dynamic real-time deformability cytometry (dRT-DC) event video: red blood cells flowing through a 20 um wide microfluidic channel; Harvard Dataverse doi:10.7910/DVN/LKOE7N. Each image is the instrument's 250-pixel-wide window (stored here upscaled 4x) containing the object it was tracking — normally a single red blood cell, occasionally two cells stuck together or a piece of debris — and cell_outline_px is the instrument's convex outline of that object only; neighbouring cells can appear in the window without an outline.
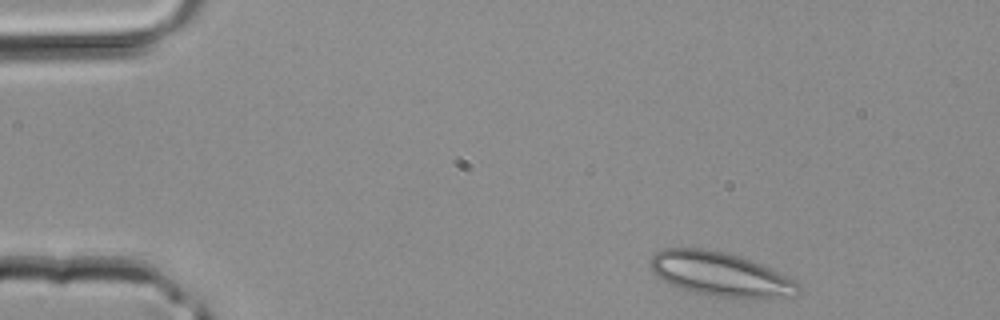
{"species": "common noctule bat (a hibernating species)", "species_latin": "Nyctalus noctula", "temperature_condition": "room temperature", "stored_images_in_passage": 36, "camera_frame_rate_fps": 3000, "um_per_image_px": 0.085, "animal": {"sex": "male", "body_mass_g": 20.4}, "frame": {"image": 1, "passage_image": 1, "time_ms": 0.0, "image_size_px": [1000, 320], "cell_outline_px": [[800, 292], [796, 296], [756, 300], [708, 296], [692, 292], [668, 284], [656, 276], [652, 272], [652, 256], [656, 252], [664, 248], [704, 248], [724, 252], [740, 256], [760, 264], [800, 284]], "centroid_in_image_um": [61.24, 23.35], "position_along_channel_um": 23.8, "area_um2": 38.38}}
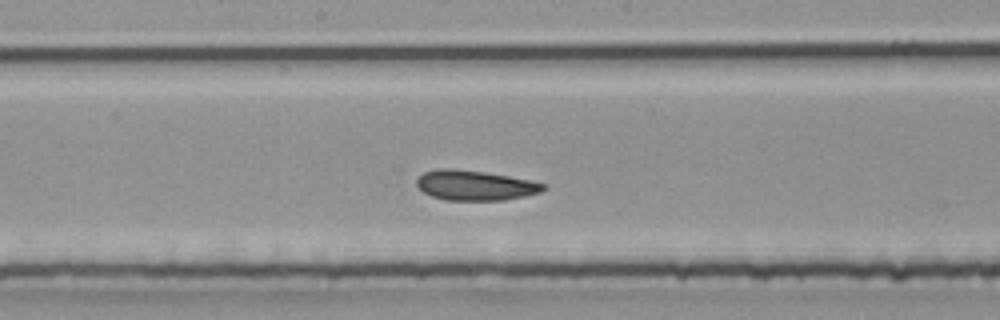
{"frame": {"image": 2, "passage_image": 17, "time_ms": 5.333, "image_size_px": [1000, 320], "cell_outline_px": [[548, 188], [540, 192], [524, 196], [504, 200], [444, 200], [432, 196], [424, 192], [416, 184], [416, 180], [424, 172], [436, 168], [452, 168], [484, 172], [508, 176], [548, 184]], "centroid_in_image_um": [40.39, 15.75], "position_along_channel_um": 207.8, "area_um2": 22.14}}
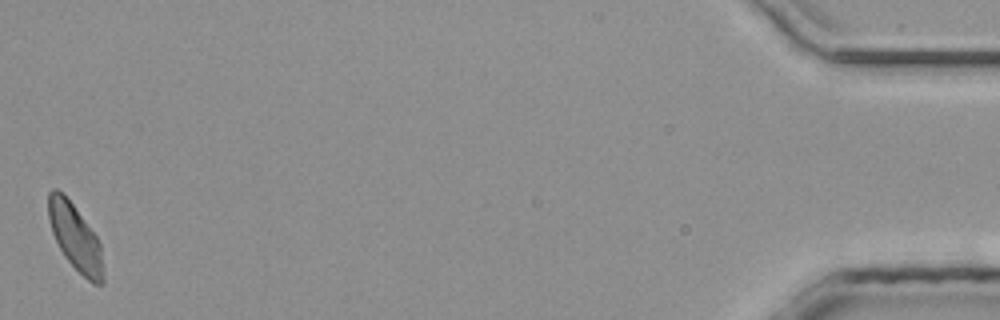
{"frame": {"image": 3, "passage_image": 36, "time_ms": 11.667, "image_size_px": [1000, 320], "cell_outline_px": [[104, 284], [92, 284], [64, 256], [52, 232], [48, 220], [48, 192], [52, 188], [56, 188], [72, 204], [96, 236], [100, 244], [104, 272]], "centroid_in_image_um": [6.4, 20.2], "position_along_channel_um": 428.8, "area_um2": 20.81}}